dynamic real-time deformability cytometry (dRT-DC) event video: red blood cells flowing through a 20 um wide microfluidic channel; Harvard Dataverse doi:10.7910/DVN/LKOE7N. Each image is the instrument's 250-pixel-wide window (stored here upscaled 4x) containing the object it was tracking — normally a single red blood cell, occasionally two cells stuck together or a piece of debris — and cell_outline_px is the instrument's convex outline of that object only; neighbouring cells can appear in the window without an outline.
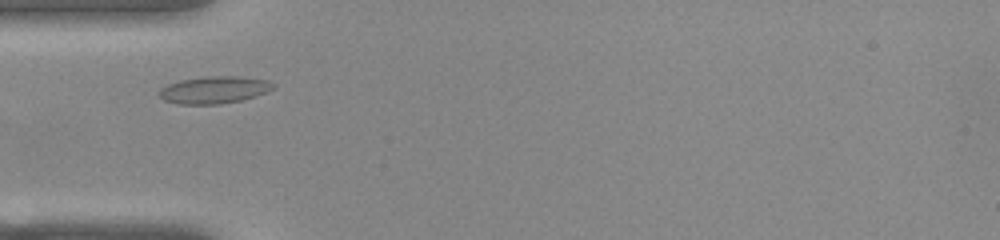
{"species": "common noctule bat (a hibernating species)", "species_latin": "Nyctalus noctula", "temperature_condition": "warm", "stored_images_in_passage": 42, "camera_frame_rate_fps": 3000, "um_per_image_px": 0.085, "animal": {"sex": "female", "body_mass_g": 22.0, "forearm_length_mm": 56.7}, "frame": {"image": 1, "passage_image": 5, "time_ms": 1.333, "image_size_px": [1000, 240], "cell_outline_px": [[276, 88], [240, 100], [220, 104], [176, 104], [164, 100], [156, 92], [160, 88], [168, 84], [180, 80], [212, 76], [240, 76], [268, 80], [276, 84]], "centroid_in_image_um": [18.18, 7.63], "position_along_channel_um": 66.8, "area_um2": 18.03}}
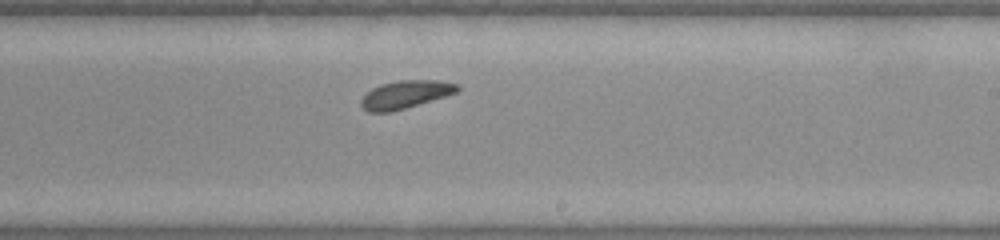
{"frame": {"image": 2, "passage_image": 20, "time_ms": 6.333, "image_size_px": [1000, 240], "cell_outline_px": [[460, 88], [456, 92], [444, 96], [392, 112], [368, 112], [360, 104], [360, 100], [372, 88], [380, 84], [400, 80], [440, 80], [460, 84]], "centroid_in_image_um": [34.46, 8.02], "position_along_channel_um": 254.5, "area_um2": 15.55}}
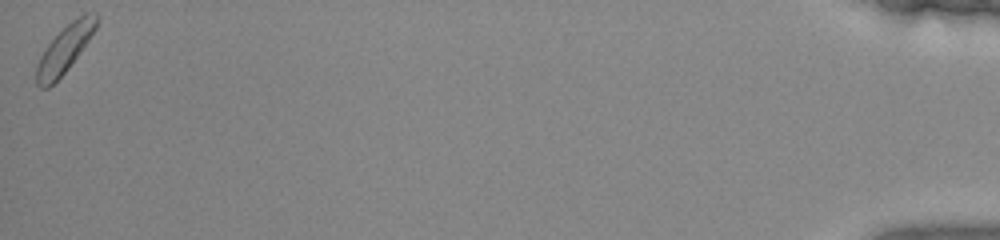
{"frame": {"image": 3, "passage_image": 42, "time_ms": 13.667, "image_size_px": [1000, 240], "cell_outline_px": [[100, 16], [96, 28], [88, 40], [68, 68], [48, 88], [40, 88], [36, 84], [36, 64], [44, 48], [72, 20], [84, 12], [96, 12]], "centroid_in_image_um": [5.51, 4.14], "position_along_channel_um": 429.7, "area_um2": 16.3}, "authors_computed_cell_mechanics": {"area_um2": 16.0106, "velocity_mm_per_s": 3.7598, "shape_relaxation_time_tau1_ms": 2.6688, "shape_relaxation_time_tau2_ms": 1.4293, "deformation_change_tau1": 0.0943, "deformation_change_tau2": 0.0354}}